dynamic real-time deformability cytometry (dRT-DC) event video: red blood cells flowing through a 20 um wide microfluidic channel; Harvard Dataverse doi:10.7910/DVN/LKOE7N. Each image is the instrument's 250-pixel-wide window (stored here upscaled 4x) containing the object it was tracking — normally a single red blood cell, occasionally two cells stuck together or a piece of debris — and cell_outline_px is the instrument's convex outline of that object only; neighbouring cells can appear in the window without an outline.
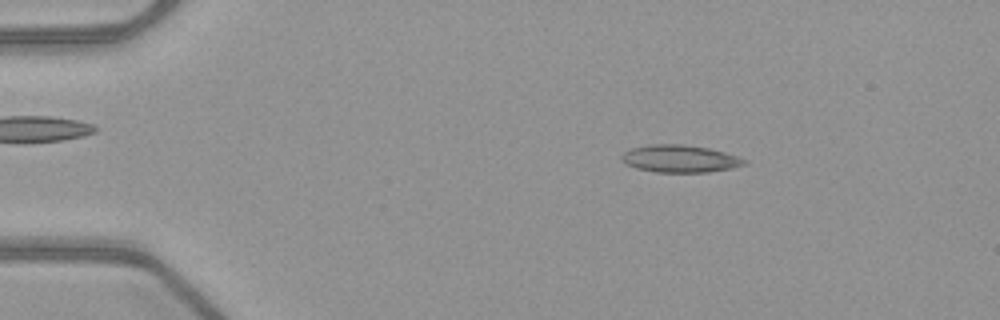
{"species": "common noctule bat (a hibernating species)", "species_latin": "Nyctalus noctula", "temperature_condition": "warm", "stored_images_in_passage": 51, "camera_frame_rate_fps": 3000, "um_per_image_px": 0.085, "animal": {"sex": "female", "body_mass_g": 21.9}, "frame": {"image": 1, "passage_image": 8, "time_ms": 2.333, "image_size_px": [1000, 320], "cell_outline_px": [[748, 164], [732, 168], [708, 172], [656, 172], [636, 168], [624, 164], [620, 160], [620, 156], [624, 152], [632, 148], [648, 144], [684, 144], [708, 148], [724, 152], [748, 160]], "centroid_in_image_um": [57.77, 13.49], "position_along_channel_um": 27.2, "area_um2": 19.77}}
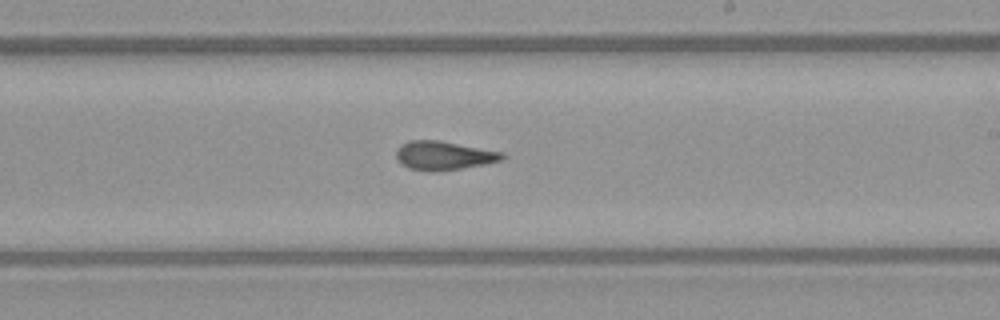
{"frame": {"image": 2, "passage_image": 30, "time_ms": 9.667, "image_size_px": [1000, 320], "cell_outline_px": [[508, 156], [500, 160], [484, 164], [460, 168], [432, 172], [408, 168], [400, 164], [396, 156], [396, 148], [400, 144], [408, 140], [440, 140], [504, 152]], "centroid_in_image_um": [37.69, 13.21], "position_along_channel_um": 251.3, "area_um2": 17.98}}
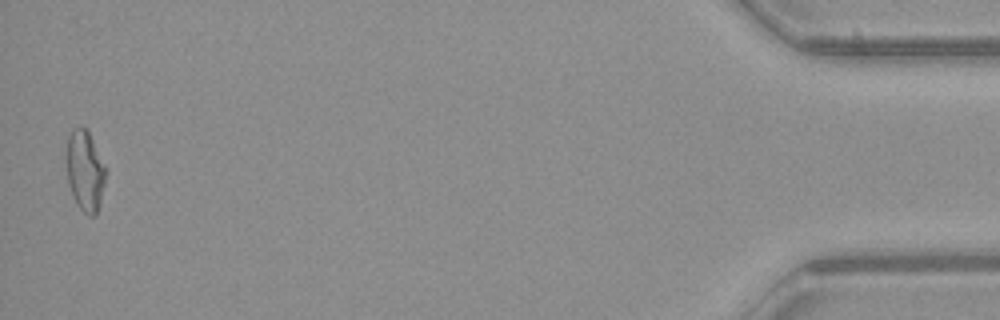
{"frame": {"image": 3, "passage_image": 50, "time_ms": 16.333, "image_size_px": [1000, 320], "cell_outline_px": [[108, 168], [100, 204], [96, 216], [88, 216], [80, 208], [68, 184], [64, 156], [68, 136], [72, 128], [80, 124], [88, 132]], "centroid_in_image_um": [7.22, 14.47], "position_along_channel_um": 428.0, "area_um2": 19.07}, "authors_computed_cell_mechanics": {"area_um2": 18.3226, "velocity_mm_per_s": 4.0307, "shape_relaxation_time_tau1_ms": null, "shape_relaxation_time_tau2_ms": 2.2305, "deformation_change_tau1": null, "deformation_change_tau2": 0.1202}}